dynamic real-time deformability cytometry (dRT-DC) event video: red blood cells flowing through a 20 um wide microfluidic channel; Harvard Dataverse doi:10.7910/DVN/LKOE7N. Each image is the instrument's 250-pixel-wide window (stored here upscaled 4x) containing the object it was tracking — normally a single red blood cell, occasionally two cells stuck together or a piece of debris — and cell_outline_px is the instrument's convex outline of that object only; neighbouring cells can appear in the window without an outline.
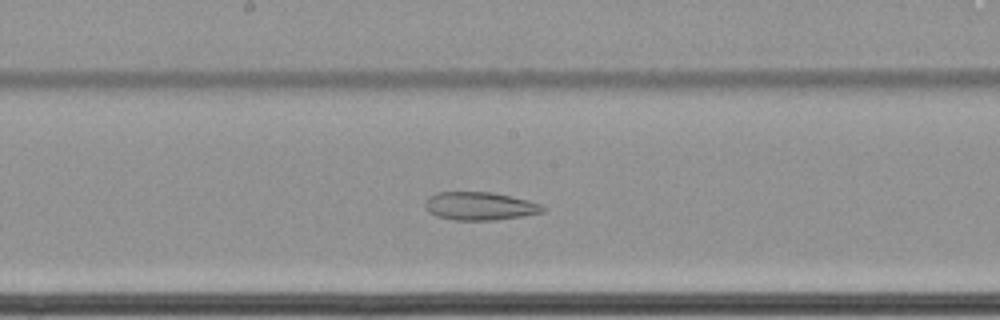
{"species": "common noctule bat (a hibernating species)", "species_latin": "Nyctalus noctula", "temperature_condition": "cold", "stored_images_in_passage": 44, "camera_frame_rate_fps": 3000, "um_per_image_px": 0.085, "animal": {"sex": "female", "body_mass_g": 22.7, "forearm_length_mm": 54.2}, "frame": {"image": 1, "passage_image": 21, "time_ms": 6.667, "image_size_px": [1000, 320], "cell_outline_px": [[548, 208], [544, 212], [524, 216], [492, 220], [456, 220], [436, 216], [428, 212], [424, 204], [428, 196], [436, 192], [492, 192], [528, 200], [540, 204]], "centroid_in_image_um": [40.78, 17.51], "position_along_channel_um": 207.4, "area_um2": 19.42}}
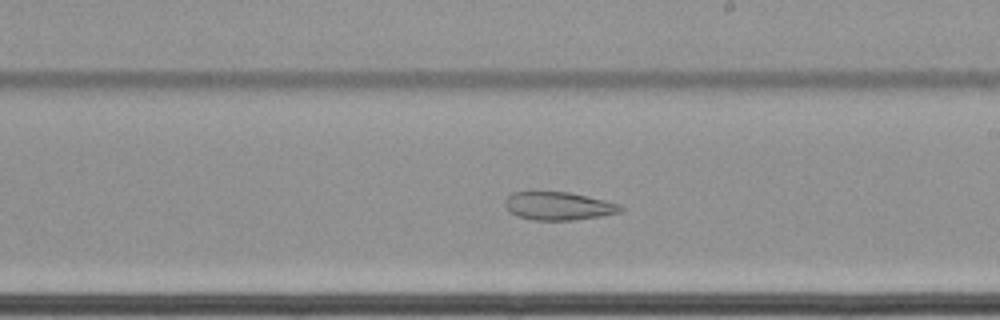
{"frame": {"image": 2, "passage_image": 24, "time_ms": 7.667, "image_size_px": [1000, 320], "cell_outline_px": [[624, 208], [620, 212], [600, 216], [576, 220], [532, 220], [516, 216], [508, 212], [504, 204], [504, 200], [512, 192], [568, 192], [604, 200], [620, 204]], "centroid_in_image_um": [47.43, 17.52], "position_along_channel_um": 241.6, "area_um2": 19.02}}
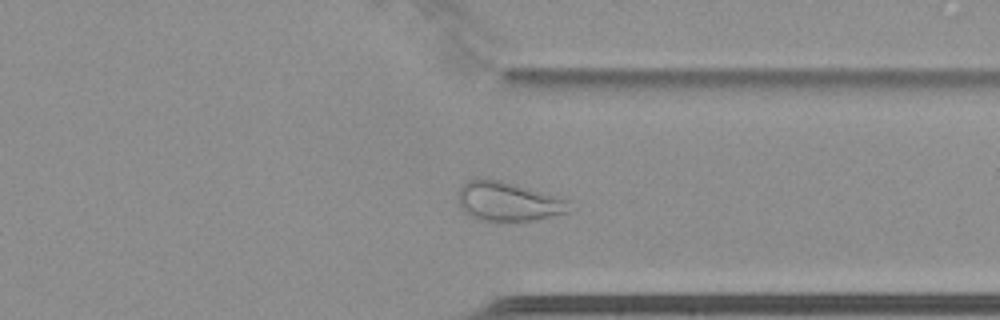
{"frame": {"image": 3, "passage_image": 35, "time_ms": 11.333, "image_size_px": [1000, 320], "cell_outline_px": [[576, 208], [572, 212], [532, 220], [484, 220], [472, 216], [464, 212], [460, 204], [460, 188], [468, 180], [500, 180], [516, 184], [556, 196], [568, 200]], "centroid_in_image_um": [43.31, 17.14], "position_along_channel_um": 368.1, "area_um2": 24.91}}